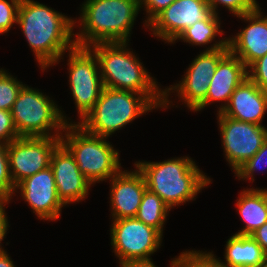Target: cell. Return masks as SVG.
<instances>
[{
  "instance_id": "1",
  "label": "cell",
  "mask_w": 267,
  "mask_h": 267,
  "mask_svg": "<svg viewBox=\"0 0 267 267\" xmlns=\"http://www.w3.org/2000/svg\"><path fill=\"white\" fill-rule=\"evenodd\" d=\"M16 24L26 38L42 73L62 62L67 51L76 46L74 18L47 4L21 0Z\"/></svg>"
},
{
  "instance_id": "2",
  "label": "cell",
  "mask_w": 267,
  "mask_h": 267,
  "mask_svg": "<svg viewBox=\"0 0 267 267\" xmlns=\"http://www.w3.org/2000/svg\"><path fill=\"white\" fill-rule=\"evenodd\" d=\"M74 17L76 46L130 42L140 11L139 0H84ZM78 24V25H77ZM78 27V28H77Z\"/></svg>"
},
{
  "instance_id": "3",
  "label": "cell",
  "mask_w": 267,
  "mask_h": 267,
  "mask_svg": "<svg viewBox=\"0 0 267 267\" xmlns=\"http://www.w3.org/2000/svg\"><path fill=\"white\" fill-rule=\"evenodd\" d=\"M189 156H179L164 161H135L143 174L147 189L157 194L172 210L196 200L197 195L213 183L206 173L200 170L195 160Z\"/></svg>"
},
{
  "instance_id": "4",
  "label": "cell",
  "mask_w": 267,
  "mask_h": 267,
  "mask_svg": "<svg viewBox=\"0 0 267 267\" xmlns=\"http://www.w3.org/2000/svg\"><path fill=\"white\" fill-rule=\"evenodd\" d=\"M163 103L164 94H141L104 87L94 108L78 124L91 134L109 138L137 118L153 110H162Z\"/></svg>"
},
{
  "instance_id": "5",
  "label": "cell",
  "mask_w": 267,
  "mask_h": 267,
  "mask_svg": "<svg viewBox=\"0 0 267 267\" xmlns=\"http://www.w3.org/2000/svg\"><path fill=\"white\" fill-rule=\"evenodd\" d=\"M130 44L97 43L89 47L98 58L104 87L141 94H164V87L148 72Z\"/></svg>"
},
{
  "instance_id": "6",
  "label": "cell",
  "mask_w": 267,
  "mask_h": 267,
  "mask_svg": "<svg viewBox=\"0 0 267 267\" xmlns=\"http://www.w3.org/2000/svg\"><path fill=\"white\" fill-rule=\"evenodd\" d=\"M108 140L87 132L78 123L67 124L61 135V143L74 156L79 170L93 186L107 182L123 169L121 151Z\"/></svg>"
},
{
  "instance_id": "7",
  "label": "cell",
  "mask_w": 267,
  "mask_h": 267,
  "mask_svg": "<svg viewBox=\"0 0 267 267\" xmlns=\"http://www.w3.org/2000/svg\"><path fill=\"white\" fill-rule=\"evenodd\" d=\"M40 90L27 84L20 89L11 110L17 133L20 137H61L65 126L75 121Z\"/></svg>"
},
{
  "instance_id": "8",
  "label": "cell",
  "mask_w": 267,
  "mask_h": 267,
  "mask_svg": "<svg viewBox=\"0 0 267 267\" xmlns=\"http://www.w3.org/2000/svg\"><path fill=\"white\" fill-rule=\"evenodd\" d=\"M66 58L70 95L78 111L75 123H80L94 108L104 88L100 66L97 56L89 47L75 46L67 51Z\"/></svg>"
},
{
  "instance_id": "9",
  "label": "cell",
  "mask_w": 267,
  "mask_h": 267,
  "mask_svg": "<svg viewBox=\"0 0 267 267\" xmlns=\"http://www.w3.org/2000/svg\"><path fill=\"white\" fill-rule=\"evenodd\" d=\"M110 246L119 266L131 262L153 261L151 255L160 250L163 235L135 217L111 220Z\"/></svg>"
},
{
  "instance_id": "10",
  "label": "cell",
  "mask_w": 267,
  "mask_h": 267,
  "mask_svg": "<svg viewBox=\"0 0 267 267\" xmlns=\"http://www.w3.org/2000/svg\"><path fill=\"white\" fill-rule=\"evenodd\" d=\"M229 52V48L213 51H200L184 71V76L176 84L164 87V103L162 109L174 108L172 97H178L180 105L191 112L206 98L211 77L219 61ZM173 96H172V94ZM172 106V107H171Z\"/></svg>"
},
{
  "instance_id": "11",
  "label": "cell",
  "mask_w": 267,
  "mask_h": 267,
  "mask_svg": "<svg viewBox=\"0 0 267 267\" xmlns=\"http://www.w3.org/2000/svg\"><path fill=\"white\" fill-rule=\"evenodd\" d=\"M216 117L224 159L235 173L262 147L267 139V126L231 119L221 112Z\"/></svg>"
},
{
  "instance_id": "12",
  "label": "cell",
  "mask_w": 267,
  "mask_h": 267,
  "mask_svg": "<svg viewBox=\"0 0 267 267\" xmlns=\"http://www.w3.org/2000/svg\"><path fill=\"white\" fill-rule=\"evenodd\" d=\"M61 137H18L7 144L8 163L14 185L50 166L51 155Z\"/></svg>"
},
{
  "instance_id": "13",
  "label": "cell",
  "mask_w": 267,
  "mask_h": 267,
  "mask_svg": "<svg viewBox=\"0 0 267 267\" xmlns=\"http://www.w3.org/2000/svg\"><path fill=\"white\" fill-rule=\"evenodd\" d=\"M17 195L41 221L55 222L61 218L62 208L66 206L58 196L54 173L50 166L16 185L13 197Z\"/></svg>"
},
{
  "instance_id": "14",
  "label": "cell",
  "mask_w": 267,
  "mask_h": 267,
  "mask_svg": "<svg viewBox=\"0 0 267 267\" xmlns=\"http://www.w3.org/2000/svg\"><path fill=\"white\" fill-rule=\"evenodd\" d=\"M212 13L206 0H175L148 25L147 31L165 44H171L187 27Z\"/></svg>"
},
{
  "instance_id": "15",
  "label": "cell",
  "mask_w": 267,
  "mask_h": 267,
  "mask_svg": "<svg viewBox=\"0 0 267 267\" xmlns=\"http://www.w3.org/2000/svg\"><path fill=\"white\" fill-rule=\"evenodd\" d=\"M259 5L251 12L236 18L246 23L236 34L227 37L229 51L248 68L254 61L267 54V15Z\"/></svg>"
},
{
  "instance_id": "16",
  "label": "cell",
  "mask_w": 267,
  "mask_h": 267,
  "mask_svg": "<svg viewBox=\"0 0 267 267\" xmlns=\"http://www.w3.org/2000/svg\"><path fill=\"white\" fill-rule=\"evenodd\" d=\"M50 167L54 173L58 196L66 207L88 198L93 185L79 170L74 156L62 143L53 151Z\"/></svg>"
},
{
  "instance_id": "17",
  "label": "cell",
  "mask_w": 267,
  "mask_h": 267,
  "mask_svg": "<svg viewBox=\"0 0 267 267\" xmlns=\"http://www.w3.org/2000/svg\"><path fill=\"white\" fill-rule=\"evenodd\" d=\"M110 219L135 217L147 189L143 174L134 165V170L122 169L108 180ZM111 182V183H110Z\"/></svg>"
},
{
  "instance_id": "18",
  "label": "cell",
  "mask_w": 267,
  "mask_h": 267,
  "mask_svg": "<svg viewBox=\"0 0 267 267\" xmlns=\"http://www.w3.org/2000/svg\"><path fill=\"white\" fill-rule=\"evenodd\" d=\"M248 78L247 67L230 51L219 61L215 74L211 77L206 98L193 110L202 112L208 105L219 103L217 113L228 105L234 90ZM221 102V105H220ZM223 102V103H222Z\"/></svg>"
},
{
  "instance_id": "19",
  "label": "cell",
  "mask_w": 267,
  "mask_h": 267,
  "mask_svg": "<svg viewBox=\"0 0 267 267\" xmlns=\"http://www.w3.org/2000/svg\"><path fill=\"white\" fill-rule=\"evenodd\" d=\"M221 113L231 119L265 126L262 123L267 113V93L246 78L234 90Z\"/></svg>"
},
{
  "instance_id": "20",
  "label": "cell",
  "mask_w": 267,
  "mask_h": 267,
  "mask_svg": "<svg viewBox=\"0 0 267 267\" xmlns=\"http://www.w3.org/2000/svg\"><path fill=\"white\" fill-rule=\"evenodd\" d=\"M224 245V260L205 250L220 267H258L267 259V253L250 235L230 236Z\"/></svg>"
},
{
  "instance_id": "21",
  "label": "cell",
  "mask_w": 267,
  "mask_h": 267,
  "mask_svg": "<svg viewBox=\"0 0 267 267\" xmlns=\"http://www.w3.org/2000/svg\"><path fill=\"white\" fill-rule=\"evenodd\" d=\"M237 197L235 207L243 227L235 234L251 235L267 222V188H243Z\"/></svg>"
},
{
  "instance_id": "22",
  "label": "cell",
  "mask_w": 267,
  "mask_h": 267,
  "mask_svg": "<svg viewBox=\"0 0 267 267\" xmlns=\"http://www.w3.org/2000/svg\"><path fill=\"white\" fill-rule=\"evenodd\" d=\"M221 23L222 21L220 15L211 13L206 19L198 21L194 25L187 27L171 44L174 45L179 40L186 43V45L189 43L190 46L204 47L205 49L202 51L229 48L227 44V37L223 38L225 32L221 29ZM217 36L219 38L221 37V39L217 38Z\"/></svg>"
},
{
  "instance_id": "23",
  "label": "cell",
  "mask_w": 267,
  "mask_h": 267,
  "mask_svg": "<svg viewBox=\"0 0 267 267\" xmlns=\"http://www.w3.org/2000/svg\"><path fill=\"white\" fill-rule=\"evenodd\" d=\"M170 211L171 209L157 194L146 189L135 218L157 229L163 235Z\"/></svg>"
},
{
  "instance_id": "24",
  "label": "cell",
  "mask_w": 267,
  "mask_h": 267,
  "mask_svg": "<svg viewBox=\"0 0 267 267\" xmlns=\"http://www.w3.org/2000/svg\"><path fill=\"white\" fill-rule=\"evenodd\" d=\"M25 83L5 68H0V110L11 111L18 93Z\"/></svg>"
},
{
  "instance_id": "25",
  "label": "cell",
  "mask_w": 267,
  "mask_h": 267,
  "mask_svg": "<svg viewBox=\"0 0 267 267\" xmlns=\"http://www.w3.org/2000/svg\"><path fill=\"white\" fill-rule=\"evenodd\" d=\"M267 169V139L263 143L262 147L257 151V153L250 159H248L244 164H242L238 170L234 173L236 179L241 181H249L253 183L255 179V173L258 171H265Z\"/></svg>"
},
{
  "instance_id": "26",
  "label": "cell",
  "mask_w": 267,
  "mask_h": 267,
  "mask_svg": "<svg viewBox=\"0 0 267 267\" xmlns=\"http://www.w3.org/2000/svg\"><path fill=\"white\" fill-rule=\"evenodd\" d=\"M15 191L7 154V144L0 143V203H11Z\"/></svg>"
},
{
  "instance_id": "27",
  "label": "cell",
  "mask_w": 267,
  "mask_h": 267,
  "mask_svg": "<svg viewBox=\"0 0 267 267\" xmlns=\"http://www.w3.org/2000/svg\"><path fill=\"white\" fill-rule=\"evenodd\" d=\"M212 13L219 15L220 7H224L234 16H241L256 9L259 4L257 0H206Z\"/></svg>"
},
{
  "instance_id": "28",
  "label": "cell",
  "mask_w": 267,
  "mask_h": 267,
  "mask_svg": "<svg viewBox=\"0 0 267 267\" xmlns=\"http://www.w3.org/2000/svg\"><path fill=\"white\" fill-rule=\"evenodd\" d=\"M177 267H220L214 259L203 250H183L177 256Z\"/></svg>"
},
{
  "instance_id": "29",
  "label": "cell",
  "mask_w": 267,
  "mask_h": 267,
  "mask_svg": "<svg viewBox=\"0 0 267 267\" xmlns=\"http://www.w3.org/2000/svg\"><path fill=\"white\" fill-rule=\"evenodd\" d=\"M21 0H0V35L7 34L15 27Z\"/></svg>"
},
{
  "instance_id": "30",
  "label": "cell",
  "mask_w": 267,
  "mask_h": 267,
  "mask_svg": "<svg viewBox=\"0 0 267 267\" xmlns=\"http://www.w3.org/2000/svg\"><path fill=\"white\" fill-rule=\"evenodd\" d=\"M248 78L267 93V54L247 68Z\"/></svg>"
},
{
  "instance_id": "31",
  "label": "cell",
  "mask_w": 267,
  "mask_h": 267,
  "mask_svg": "<svg viewBox=\"0 0 267 267\" xmlns=\"http://www.w3.org/2000/svg\"><path fill=\"white\" fill-rule=\"evenodd\" d=\"M175 0H139L140 11H144L143 27L147 25L164 9L169 7Z\"/></svg>"
},
{
  "instance_id": "32",
  "label": "cell",
  "mask_w": 267,
  "mask_h": 267,
  "mask_svg": "<svg viewBox=\"0 0 267 267\" xmlns=\"http://www.w3.org/2000/svg\"><path fill=\"white\" fill-rule=\"evenodd\" d=\"M18 137L11 111L0 110V143L9 144Z\"/></svg>"
},
{
  "instance_id": "33",
  "label": "cell",
  "mask_w": 267,
  "mask_h": 267,
  "mask_svg": "<svg viewBox=\"0 0 267 267\" xmlns=\"http://www.w3.org/2000/svg\"><path fill=\"white\" fill-rule=\"evenodd\" d=\"M8 203H0V254L7 251L2 243L6 238L7 231L10 227V221L8 219V213L6 212V206ZM7 214V215H6ZM3 245V246H2Z\"/></svg>"
},
{
  "instance_id": "34",
  "label": "cell",
  "mask_w": 267,
  "mask_h": 267,
  "mask_svg": "<svg viewBox=\"0 0 267 267\" xmlns=\"http://www.w3.org/2000/svg\"><path fill=\"white\" fill-rule=\"evenodd\" d=\"M267 253V222L250 235Z\"/></svg>"
},
{
  "instance_id": "35",
  "label": "cell",
  "mask_w": 267,
  "mask_h": 267,
  "mask_svg": "<svg viewBox=\"0 0 267 267\" xmlns=\"http://www.w3.org/2000/svg\"><path fill=\"white\" fill-rule=\"evenodd\" d=\"M170 262V267H177V256L171 258ZM156 263H154L153 261H149V262H131V263H127L124 264L120 267H158L155 265Z\"/></svg>"
},
{
  "instance_id": "36",
  "label": "cell",
  "mask_w": 267,
  "mask_h": 267,
  "mask_svg": "<svg viewBox=\"0 0 267 267\" xmlns=\"http://www.w3.org/2000/svg\"><path fill=\"white\" fill-rule=\"evenodd\" d=\"M0 267H16L7 251L0 254Z\"/></svg>"
},
{
  "instance_id": "37",
  "label": "cell",
  "mask_w": 267,
  "mask_h": 267,
  "mask_svg": "<svg viewBox=\"0 0 267 267\" xmlns=\"http://www.w3.org/2000/svg\"><path fill=\"white\" fill-rule=\"evenodd\" d=\"M258 267H267V259L262 264H260Z\"/></svg>"
}]
</instances>
